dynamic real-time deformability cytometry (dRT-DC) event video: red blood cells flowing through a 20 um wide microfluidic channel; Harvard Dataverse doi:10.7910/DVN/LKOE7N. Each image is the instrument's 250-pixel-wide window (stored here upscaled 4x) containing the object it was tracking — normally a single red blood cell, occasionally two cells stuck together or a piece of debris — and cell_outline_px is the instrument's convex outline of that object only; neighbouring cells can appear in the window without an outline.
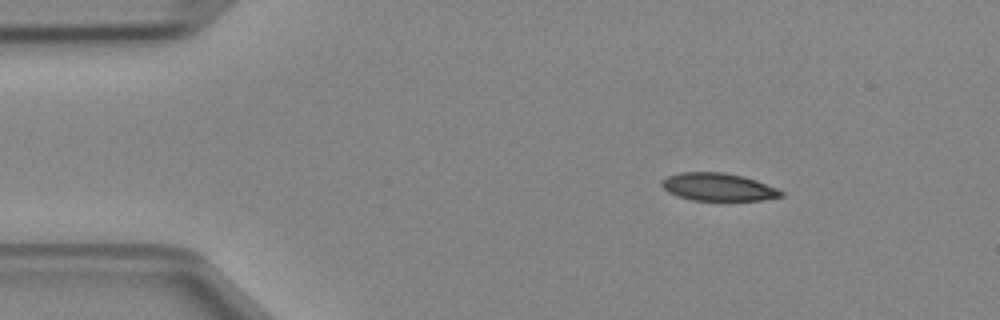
{"species": "Egyptian fruit bat (a non-hibernating species)", "species_latin": "Rousettus aegyptiacus", "temperature_condition": "cold", "stored_images_in_passage": 3, "camera_frame_rate_fps": 3000, "um_per_image_px": 0.085, "animal": {"sex": "female"}, "frame": {"image": 1, "passage_image": 1, "time_ms": 0.0, "image_size_px": [1000, 320], "cell_outline_px": [[784, 196], [760, 200], [692, 200], [676, 196], [668, 192], [660, 184], [660, 180], [668, 176], [680, 172], [724, 172], [744, 176], [756, 180], [776, 188], [784, 192]], "centroid_in_image_um": [61.02, 15.89], "position_along_channel_um": 24.0, "area_um2": 19.36}}
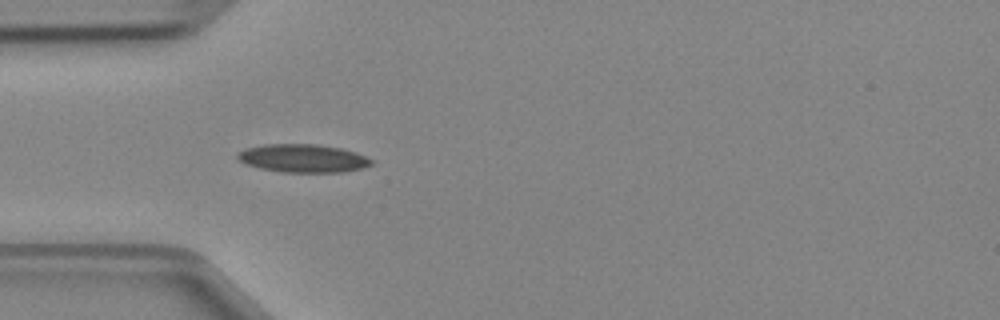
{"frame": {"image": 2, "passage_image": 3, "time_ms": 0.667, "image_size_px": [1000, 320], "cell_outline_px": [[372, 164], [360, 168], [344, 172], [280, 172], [260, 168], [244, 164], [236, 156], [236, 152], [248, 148], [264, 144], [316, 144], [340, 148], [356, 152], [372, 160]], "centroid_in_image_um": [25.71, 13.45], "position_along_channel_um": 59.3, "area_um2": 21.91}}